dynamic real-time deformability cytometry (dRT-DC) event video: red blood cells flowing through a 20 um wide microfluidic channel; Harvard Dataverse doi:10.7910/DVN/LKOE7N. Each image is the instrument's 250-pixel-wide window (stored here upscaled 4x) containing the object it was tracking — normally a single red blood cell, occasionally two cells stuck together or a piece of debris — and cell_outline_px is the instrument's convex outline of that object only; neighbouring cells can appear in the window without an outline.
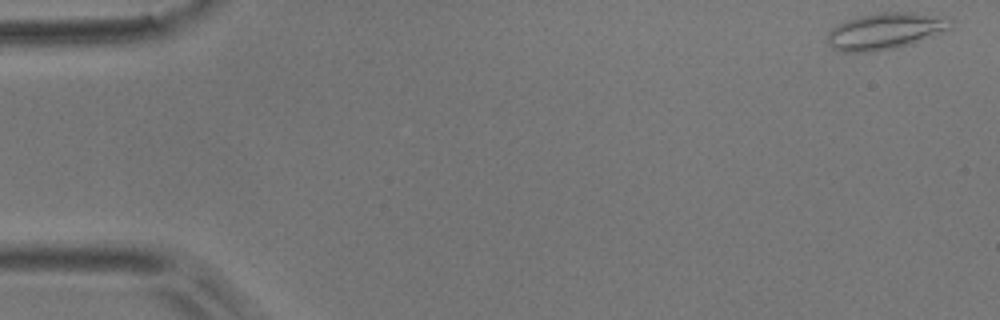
{"species": "common noctule bat (a hibernating species)", "species_latin": "Nyctalus noctula", "temperature_condition": "room temperature", "stored_images_in_passage": 11, "camera_frame_rate_fps": 3000, "um_per_image_px": 0.085, "animal": {"sex": "male", "body_mass_g": 17.9}, "frame": {"image": 1, "passage_image": 1, "time_ms": 0.0, "image_size_px": [1000, 320], "cell_outline_px": [[956, 20], [952, 28], [932, 36], [896, 48], [864, 52], [840, 52], [832, 48], [828, 44], [828, 32], [832, 28], [844, 20], [856, 16], [876, 12], [908, 12], [948, 16]], "centroid_in_image_um": [75.28, 2.61], "position_along_channel_um": 9.7, "area_um2": 26.65}}